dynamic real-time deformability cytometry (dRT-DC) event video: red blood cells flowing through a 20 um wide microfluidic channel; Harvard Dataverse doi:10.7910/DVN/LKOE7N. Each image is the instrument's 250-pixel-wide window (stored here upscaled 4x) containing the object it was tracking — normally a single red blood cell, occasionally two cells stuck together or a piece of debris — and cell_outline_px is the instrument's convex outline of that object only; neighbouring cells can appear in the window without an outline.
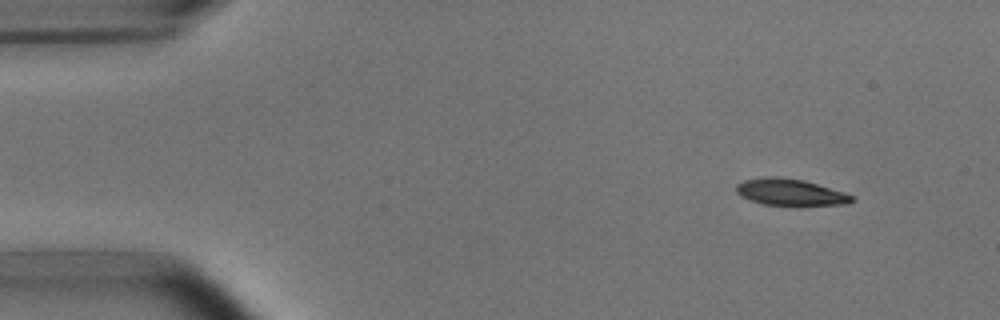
{"species": "common noctule bat (a hibernating species)", "species_latin": "Nyctalus noctula", "temperature_condition": "room temperature", "stored_images_in_passage": 4, "camera_frame_rate_fps": 3000, "um_per_image_px": 0.085, "animal": {"sex": "male", "body_mass_g": 15.6}, "frame": {"image": 1, "passage_image": 2, "time_ms": 1.0, "image_size_px": [1000, 320], "cell_outline_px": [[856, 200], [848, 204], [764, 204], [740, 196], [736, 192], [736, 184], [744, 180], [764, 176], [776, 176], [804, 180], [844, 192], [852, 196]], "centroid_in_image_um": [67.14, 16.3], "position_along_channel_um": 17.9, "area_um2": 17.57}}
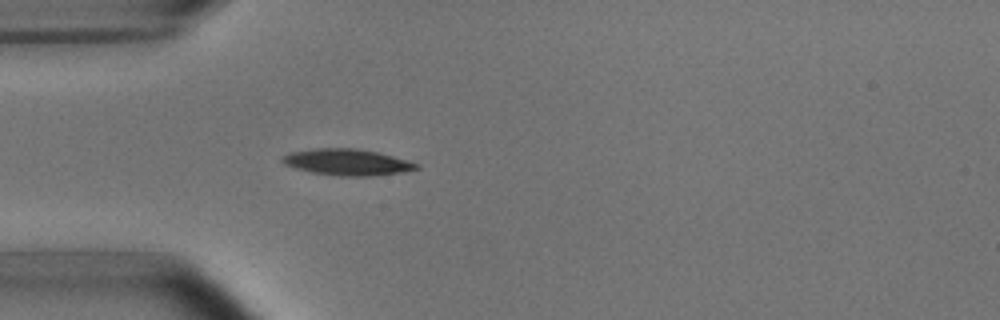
{"frame": {"image": 2, "passage_image": 4, "time_ms": 4.333, "image_size_px": [1000, 320], "cell_outline_px": [[420, 168], [404, 172], [372, 176], [336, 176], [312, 172], [296, 168], [284, 164], [280, 160], [280, 156], [288, 152], [316, 148], [356, 148], [376, 152], [392, 156], [420, 164]], "centroid_in_image_um": [29.48, 13.78], "position_along_channel_um": 55.5, "area_um2": 20.69}}